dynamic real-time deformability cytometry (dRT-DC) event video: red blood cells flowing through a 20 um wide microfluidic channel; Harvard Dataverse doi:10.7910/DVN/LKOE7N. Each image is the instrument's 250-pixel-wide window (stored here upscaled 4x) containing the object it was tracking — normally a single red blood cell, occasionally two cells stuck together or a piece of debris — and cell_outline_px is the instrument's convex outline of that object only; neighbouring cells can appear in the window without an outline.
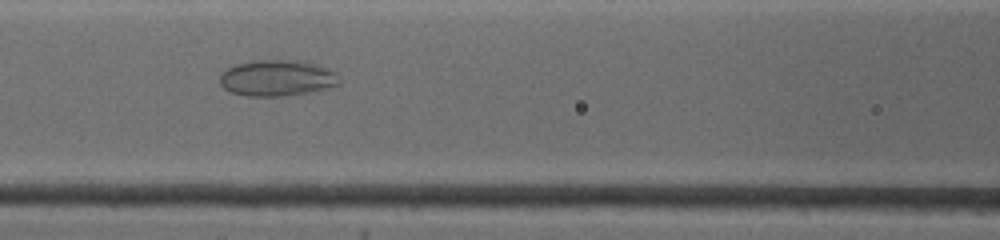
{"species": "common noctule bat (a hibernating species)", "species_latin": "Nyctalus noctula", "temperature_condition": "warm", "stored_images_in_passage": 29, "camera_frame_rate_fps": 4500, "um_per_image_px": 0.085, "animal": {"sex": "female", "body_mass_g": 19.0, "forearm_length_mm": 53.3}, "frame": {"image": 1, "passage_image": 11, "time_ms": 4.222, "image_size_px": [1000, 240], "cell_outline_px": [[340, 84], [308, 92], [284, 96], [244, 96], [232, 92], [224, 88], [220, 84], [220, 72], [236, 64], [252, 60], [296, 60], [328, 68], [336, 72], [340, 80]], "centroid_in_image_um": [23.52, 6.63], "position_along_channel_um": 143.1, "area_um2": 25.09}}
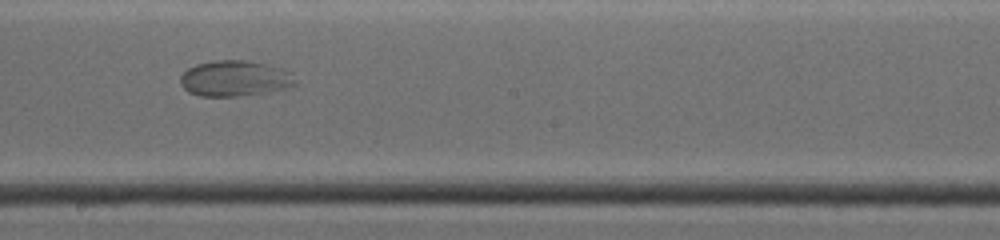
{"frame": {"image": 2, "passage_image": 16, "time_ms": 6.444, "image_size_px": [1000, 240], "cell_outline_px": [[296, 84], [284, 88], [268, 92], [240, 96], [200, 96], [188, 92], [180, 84], [180, 76], [188, 68], [196, 64], [212, 60], [248, 60], [284, 68], [296, 80]], "centroid_in_image_um": [19.93, 6.66], "position_along_channel_um": 228.3, "area_um2": 24.04}}
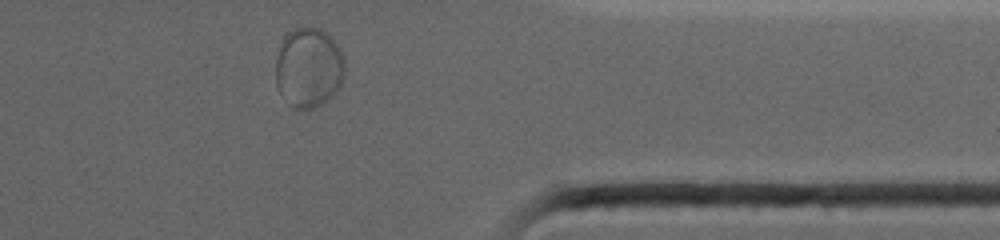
{"frame": {"image": 3, "passage_image": 27, "time_ms": 10.889, "image_size_px": [1000, 240], "cell_outline_px": [[344, 76], [340, 88], [332, 96], [320, 104], [312, 108], [292, 108], [276, 88], [276, 56], [284, 36], [292, 28], [300, 24], [308, 24], [320, 28], [336, 44], [344, 60]], "centroid_in_image_um": [26.21, 5.71], "position_along_channel_um": 385.2, "area_um2": 32.6}}